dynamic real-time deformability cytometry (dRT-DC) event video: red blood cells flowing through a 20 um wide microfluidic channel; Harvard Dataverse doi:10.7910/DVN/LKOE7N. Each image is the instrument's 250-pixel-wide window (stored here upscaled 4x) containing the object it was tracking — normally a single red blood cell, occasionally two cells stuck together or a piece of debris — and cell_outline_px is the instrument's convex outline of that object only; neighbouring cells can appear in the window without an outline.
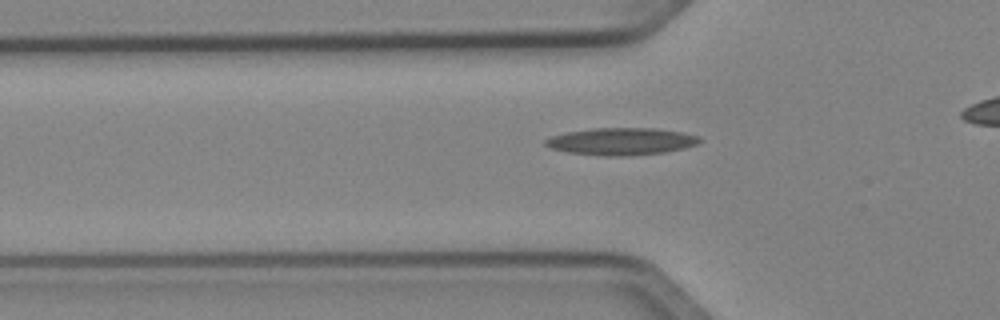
{"species": "Egyptian fruit bat (a non-hibernating species)", "species_latin": "Rousettus aegyptiacus", "temperature_condition": "cold", "stored_images_in_passage": 29, "camera_frame_rate_fps": 3000, "um_per_image_px": 0.085, "animal": {"sex": "female"}, "frame": {"image": 1, "passage_image": 2, "time_ms": 0.333, "image_size_px": [1000, 320], "cell_outline_px": [[700, 140], [696, 144], [684, 148], [664, 152], [628, 156], [604, 156], [568, 152], [552, 148], [544, 144], [544, 140], [552, 136], [568, 132], [592, 128], [656, 128], [684, 132], [700, 136]], "centroid_in_image_um": [52.83, 12.01], "position_along_channel_um": 73.0, "area_um2": 24.39}}
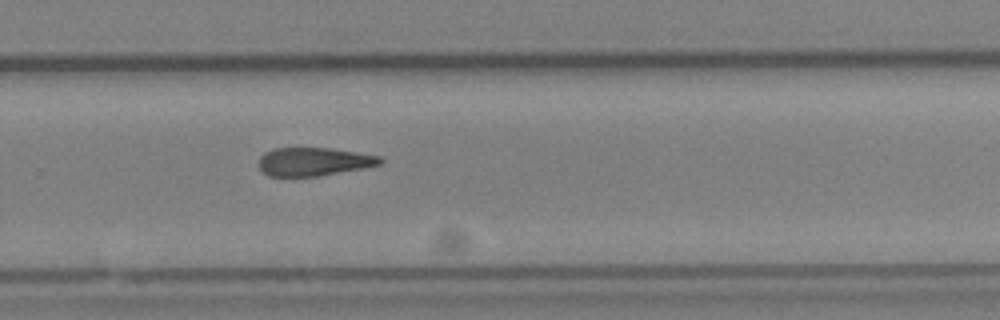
{"frame": {"image": 2, "passage_image": 19, "time_ms": 6.0, "image_size_px": [1000, 320], "cell_outline_px": [[384, 160], [380, 164], [364, 168], [316, 176], [268, 176], [260, 168], [260, 156], [264, 152], [272, 148], [328, 148], [356, 152], [380, 156]], "centroid_in_image_um": [26.67, 13.73], "position_along_channel_um": 303.1, "area_um2": 19.88}}
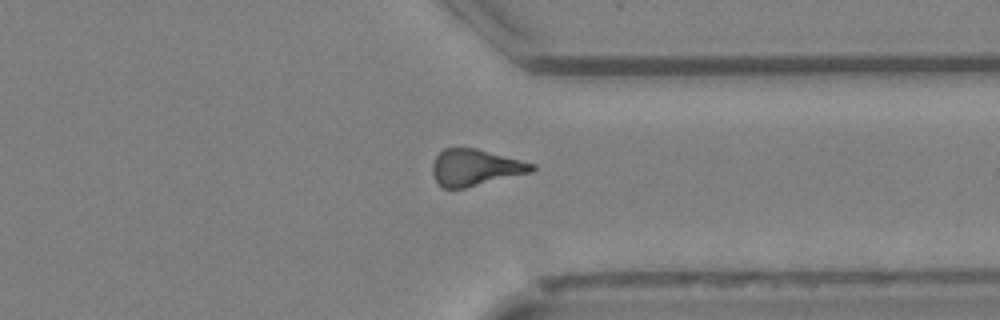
{"frame": {"image": 3, "passage_image": 24, "time_ms": 7.667, "image_size_px": [1000, 320], "cell_outline_px": [[536, 168], [532, 172], [464, 188], [444, 188], [436, 180], [432, 172], [432, 164], [436, 156], [444, 148], [476, 148], [536, 164]], "centroid_in_image_um": [40.41, 14.23], "position_along_channel_um": 371.0, "area_um2": 20.98}}